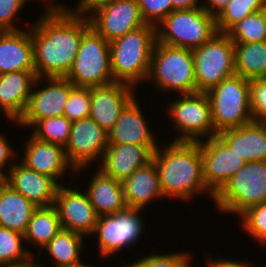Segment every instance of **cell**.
Returning <instances> with one entry per match:
<instances>
[{"instance_id":"cell-1","label":"cell","mask_w":266,"mask_h":267,"mask_svg":"<svg viewBox=\"0 0 266 267\" xmlns=\"http://www.w3.org/2000/svg\"><path fill=\"white\" fill-rule=\"evenodd\" d=\"M60 6V7H59ZM51 6L31 28L37 77H66L77 56L88 17L63 6Z\"/></svg>"},{"instance_id":"cell-2","label":"cell","mask_w":266,"mask_h":267,"mask_svg":"<svg viewBox=\"0 0 266 267\" xmlns=\"http://www.w3.org/2000/svg\"><path fill=\"white\" fill-rule=\"evenodd\" d=\"M153 153L164 196L189 199L193 193L208 191L198 142L173 141L163 152Z\"/></svg>"},{"instance_id":"cell-3","label":"cell","mask_w":266,"mask_h":267,"mask_svg":"<svg viewBox=\"0 0 266 267\" xmlns=\"http://www.w3.org/2000/svg\"><path fill=\"white\" fill-rule=\"evenodd\" d=\"M156 27L146 24L109 43L111 70L115 82L135 86L148 80Z\"/></svg>"},{"instance_id":"cell-4","label":"cell","mask_w":266,"mask_h":267,"mask_svg":"<svg viewBox=\"0 0 266 267\" xmlns=\"http://www.w3.org/2000/svg\"><path fill=\"white\" fill-rule=\"evenodd\" d=\"M206 93L211 104L216 134L253 121L250 108V80L235 74Z\"/></svg>"},{"instance_id":"cell-5","label":"cell","mask_w":266,"mask_h":267,"mask_svg":"<svg viewBox=\"0 0 266 267\" xmlns=\"http://www.w3.org/2000/svg\"><path fill=\"white\" fill-rule=\"evenodd\" d=\"M160 23L164 29L156 27V42L190 50L200 47L218 32L215 17L202 7L174 10Z\"/></svg>"},{"instance_id":"cell-6","label":"cell","mask_w":266,"mask_h":267,"mask_svg":"<svg viewBox=\"0 0 266 267\" xmlns=\"http://www.w3.org/2000/svg\"><path fill=\"white\" fill-rule=\"evenodd\" d=\"M158 88L183 94L197 92L192 50L156 42L152 51L148 79Z\"/></svg>"},{"instance_id":"cell-7","label":"cell","mask_w":266,"mask_h":267,"mask_svg":"<svg viewBox=\"0 0 266 267\" xmlns=\"http://www.w3.org/2000/svg\"><path fill=\"white\" fill-rule=\"evenodd\" d=\"M217 208L239 216L266 203V161L247 162L214 196Z\"/></svg>"},{"instance_id":"cell-8","label":"cell","mask_w":266,"mask_h":267,"mask_svg":"<svg viewBox=\"0 0 266 267\" xmlns=\"http://www.w3.org/2000/svg\"><path fill=\"white\" fill-rule=\"evenodd\" d=\"M74 86H102L114 81L110 45L90 27L82 36L74 63L66 76Z\"/></svg>"},{"instance_id":"cell-9","label":"cell","mask_w":266,"mask_h":267,"mask_svg":"<svg viewBox=\"0 0 266 267\" xmlns=\"http://www.w3.org/2000/svg\"><path fill=\"white\" fill-rule=\"evenodd\" d=\"M197 92H207L235 75L234 42L217 32L209 41L192 50Z\"/></svg>"},{"instance_id":"cell-10","label":"cell","mask_w":266,"mask_h":267,"mask_svg":"<svg viewBox=\"0 0 266 267\" xmlns=\"http://www.w3.org/2000/svg\"><path fill=\"white\" fill-rule=\"evenodd\" d=\"M169 107L170 116L182 135L175 141L197 142L200 136H217L213 127L211 104L206 92L183 94ZM211 133V134H209ZM200 135V136H199ZM198 137V138H197Z\"/></svg>"},{"instance_id":"cell-11","label":"cell","mask_w":266,"mask_h":267,"mask_svg":"<svg viewBox=\"0 0 266 267\" xmlns=\"http://www.w3.org/2000/svg\"><path fill=\"white\" fill-rule=\"evenodd\" d=\"M141 209L126 207L109 215L99 216L94 234H98L101 255L108 257L119 249L131 245L142 232Z\"/></svg>"},{"instance_id":"cell-12","label":"cell","mask_w":266,"mask_h":267,"mask_svg":"<svg viewBox=\"0 0 266 267\" xmlns=\"http://www.w3.org/2000/svg\"><path fill=\"white\" fill-rule=\"evenodd\" d=\"M91 13L93 14L88 17L91 27L109 43L146 25L138 0L105 3L93 9Z\"/></svg>"},{"instance_id":"cell-13","label":"cell","mask_w":266,"mask_h":267,"mask_svg":"<svg viewBox=\"0 0 266 267\" xmlns=\"http://www.w3.org/2000/svg\"><path fill=\"white\" fill-rule=\"evenodd\" d=\"M206 142L197 141L203 161L204 181L212 198L234 176L246 161L232 152L218 137L207 138Z\"/></svg>"},{"instance_id":"cell-14","label":"cell","mask_w":266,"mask_h":267,"mask_svg":"<svg viewBox=\"0 0 266 267\" xmlns=\"http://www.w3.org/2000/svg\"><path fill=\"white\" fill-rule=\"evenodd\" d=\"M108 147V133L91 118L72 122L70 137L65 146L68 162L73 171L80 170L102 156Z\"/></svg>"},{"instance_id":"cell-15","label":"cell","mask_w":266,"mask_h":267,"mask_svg":"<svg viewBox=\"0 0 266 267\" xmlns=\"http://www.w3.org/2000/svg\"><path fill=\"white\" fill-rule=\"evenodd\" d=\"M49 86L31 92L25 112L17 121L32 126L37 120L63 116L74 84L66 77H46Z\"/></svg>"},{"instance_id":"cell-16","label":"cell","mask_w":266,"mask_h":267,"mask_svg":"<svg viewBox=\"0 0 266 267\" xmlns=\"http://www.w3.org/2000/svg\"><path fill=\"white\" fill-rule=\"evenodd\" d=\"M57 189L54 206L56 207L62 228L81 235L93 234L99 215L90 203L87 193L62 187Z\"/></svg>"},{"instance_id":"cell-17","label":"cell","mask_w":266,"mask_h":267,"mask_svg":"<svg viewBox=\"0 0 266 267\" xmlns=\"http://www.w3.org/2000/svg\"><path fill=\"white\" fill-rule=\"evenodd\" d=\"M132 88L134 87L121 82L90 87L89 118L108 133L118 120L121 111L134 98Z\"/></svg>"},{"instance_id":"cell-18","label":"cell","mask_w":266,"mask_h":267,"mask_svg":"<svg viewBox=\"0 0 266 267\" xmlns=\"http://www.w3.org/2000/svg\"><path fill=\"white\" fill-rule=\"evenodd\" d=\"M157 149L158 146L108 144L99 168L107 176L123 182L138 168L152 161L153 153Z\"/></svg>"},{"instance_id":"cell-19","label":"cell","mask_w":266,"mask_h":267,"mask_svg":"<svg viewBox=\"0 0 266 267\" xmlns=\"http://www.w3.org/2000/svg\"><path fill=\"white\" fill-rule=\"evenodd\" d=\"M8 185L37 207L53 206L60 186L53 178L13 163L8 173Z\"/></svg>"},{"instance_id":"cell-20","label":"cell","mask_w":266,"mask_h":267,"mask_svg":"<svg viewBox=\"0 0 266 267\" xmlns=\"http://www.w3.org/2000/svg\"><path fill=\"white\" fill-rule=\"evenodd\" d=\"M217 136L246 163L266 161V122L253 120L241 127L224 130Z\"/></svg>"},{"instance_id":"cell-21","label":"cell","mask_w":266,"mask_h":267,"mask_svg":"<svg viewBox=\"0 0 266 267\" xmlns=\"http://www.w3.org/2000/svg\"><path fill=\"white\" fill-rule=\"evenodd\" d=\"M35 71L0 74V108L10 120L18 121L25 112L32 85L39 82Z\"/></svg>"},{"instance_id":"cell-22","label":"cell","mask_w":266,"mask_h":267,"mask_svg":"<svg viewBox=\"0 0 266 267\" xmlns=\"http://www.w3.org/2000/svg\"><path fill=\"white\" fill-rule=\"evenodd\" d=\"M35 71L31 31H0V74Z\"/></svg>"},{"instance_id":"cell-23","label":"cell","mask_w":266,"mask_h":267,"mask_svg":"<svg viewBox=\"0 0 266 267\" xmlns=\"http://www.w3.org/2000/svg\"><path fill=\"white\" fill-rule=\"evenodd\" d=\"M25 149L22 164L28 169L53 178L57 183V178L64 175L66 169L73 168L66 158L65 148L61 145L31 136Z\"/></svg>"},{"instance_id":"cell-24","label":"cell","mask_w":266,"mask_h":267,"mask_svg":"<svg viewBox=\"0 0 266 267\" xmlns=\"http://www.w3.org/2000/svg\"><path fill=\"white\" fill-rule=\"evenodd\" d=\"M155 142L134 96L108 132V144L157 146Z\"/></svg>"},{"instance_id":"cell-25","label":"cell","mask_w":266,"mask_h":267,"mask_svg":"<svg viewBox=\"0 0 266 267\" xmlns=\"http://www.w3.org/2000/svg\"><path fill=\"white\" fill-rule=\"evenodd\" d=\"M127 207L142 209L153 198L164 197L159 173L152 160L122 182Z\"/></svg>"},{"instance_id":"cell-26","label":"cell","mask_w":266,"mask_h":267,"mask_svg":"<svg viewBox=\"0 0 266 267\" xmlns=\"http://www.w3.org/2000/svg\"><path fill=\"white\" fill-rule=\"evenodd\" d=\"M86 193L99 216L113 214L127 207L122 182L107 176L100 169L92 177Z\"/></svg>"},{"instance_id":"cell-27","label":"cell","mask_w":266,"mask_h":267,"mask_svg":"<svg viewBox=\"0 0 266 267\" xmlns=\"http://www.w3.org/2000/svg\"><path fill=\"white\" fill-rule=\"evenodd\" d=\"M37 206L10 185L0 188V227L24 234Z\"/></svg>"},{"instance_id":"cell-28","label":"cell","mask_w":266,"mask_h":267,"mask_svg":"<svg viewBox=\"0 0 266 267\" xmlns=\"http://www.w3.org/2000/svg\"><path fill=\"white\" fill-rule=\"evenodd\" d=\"M235 74L252 80L266 77V41L234 43Z\"/></svg>"},{"instance_id":"cell-29","label":"cell","mask_w":266,"mask_h":267,"mask_svg":"<svg viewBox=\"0 0 266 267\" xmlns=\"http://www.w3.org/2000/svg\"><path fill=\"white\" fill-rule=\"evenodd\" d=\"M62 229L59 214L54 205L37 207L23 234L24 240L32 241V243L37 244L42 249Z\"/></svg>"},{"instance_id":"cell-30","label":"cell","mask_w":266,"mask_h":267,"mask_svg":"<svg viewBox=\"0 0 266 267\" xmlns=\"http://www.w3.org/2000/svg\"><path fill=\"white\" fill-rule=\"evenodd\" d=\"M81 234L62 229L43 248L47 249L56 261V267H75L82 263L79 254L83 246Z\"/></svg>"},{"instance_id":"cell-31","label":"cell","mask_w":266,"mask_h":267,"mask_svg":"<svg viewBox=\"0 0 266 267\" xmlns=\"http://www.w3.org/2000/svg\"><path fill=\"white\" fill-rule=\"evenodd\" d=\"M226 34L234 43L266 41V9L246 16Z\"/></svg>"},{"instance_id":"cell-32","label":"cell","mask_w":266,"mask_h":267,"mask_svg":"<svg viewBox=\"0 0 266 267\" xmlns=\"http://www.w3.org/2000/svg\"><path fill=\"white\" fill-rule=\"evenodd\" d=\"M23 239V234L0 227V267H14L30 262L32 254L23 248Z\"/></svg>"},{"instance_id":"cell-33","label":"cell","mask_w":266,"mask_h":267,"mask_svg":"<svg viewBox=\"0 0 266 267\" xmlns=\"http://www.w3.org/2000/svg\"><path fill=\"white\" fill-rule=\"evenodd\" d=\"M264 9H266V0H230L215 18L217 31L227 33L246 16Z\"/></svg>"},{"instance_id":"cell-34","label":"cell","mask_w":266,"mask_h":267,"mask_svg":"<svg viewBox=\"0 0 266 267\" xmlns=\"http://www.w3.org/2000/svg\"><path fill=\"white\" fill-rule=\"evenodd\" d=\"M32 126H37L33 137L65 148L69 141L72 122L63 115L37 120Z\"/></svg>"},{"instance_id":"cell-35","label":"cell","mask_w":266,"mask_h":267,"mask_svg":"<svg viewBox=\"0 0 266 267\" xmlns=\"http://www.w3.org/2000/svg\"><path fill=\"white\" fill-rule=\"evenodd\" d=\"M90 107V87L73 86L64 108V116L71 122L88 118Z\"/></svg>"},{"instance_id":"cell-36","label":"cell","mask_w":266,"mask_h":267,"mask_svg":"<svg viewBox=\"0 0 266 267\" xmlns=\"http://www.w3.org/2000/svg\"><path fill=\"white\" fill-rule=\"evenodd\" d=\"M243 227L251 236L266 242V203L258 204L242 212Z\"/></svg>"},{"instance_id":"cell-37","label":"cell","mask_w":266,"mask_h":267,"mask_svg":"<svg viewBox=\"0 0 266 267\" xmlns=\"http://www.w3.org/2000/svg\"><path fill=\"white\" fill-rule=\"evenodd\" d=\"M138 5L146 24L155 27L173 11L172 0H138Z\"/></svg>"},{"instance_id":"cell-38","label":"cell","mask_w":266,"mask_h":267,"mask_svg":"<svg viewBox=\"0 0 266 267\" xmlns=\"http://www.w3.org/2000/svg\"><path fill=\"white\" fill-rule=\"evenodd\" d=\"M250 108L254 121L266 122V77L250 80Z\"/></svg>"},{"instance_id":"cell-39","label":"cell","mask_w":266,"mask_h":267,"mask_svg":"<svg viewBox=\"0 0 266 267\" xmlns=\"http://www.w3.org/2000/svg\"><path fill=\"white\" fill-rule=\"evenodd\" d=\"M190 256L184 253L152 255L144 257L127 267H188Z\"/></svg>"},{"instance_id":"cell-40","label":"cell","mask_w":266,"mask_h":267,"mask_svg":"<svg viewBox=\"0 0 266 267\" xmlns=\"http://www.w3.org/2000/svg\"><path fill=\"white\" fill-rule=\"evenodd\" d=\"M27 0H0V31H17L20 30L13 26L12 20L24 7Z\"/></svg>"},{"instance_id":"cell-41","label":"cell","mask_w":266,"mask_h":267,"mask_svg":"<svg viewBox=\"0 0 266 267\" xmlns=\"http://www.w3.org/2000/svg\"><path fill=\"white\" fill-rule=\"evenodd\" d=\"M117 0H80L78 8L75 10L81 14L92 12L93 9L109 2ZM89 11V12H88Z\"/></svg>"},{"instance_id":"cell-42","label":"cell","mask_w":266,"mask_h":267,"mask_svg":"<svg viewBox=\"0 0 266 267\" xmlns=\"http://www.w3.org/2000/svg\"><path fill=\"white\" fill-rule=\"evenodd\" d=\"M230 0H206L210 4L202 6V8L215 18L222 12V10L228 5ZM211 7V8H210ZM215 9V10H214Z\"/></svg>"},{"instance_id":"cell-43","label":"cell","mask_w":266,"mask_h":267,"mask_svg":"<svg viewBox=\"0 0 266 267\" xmlns=\"http://www.w3.org/2000/svg\"><path fill=\"white\" fill-rule=\"evenodd\" d=\"M13 154L14 151L12 150V148H10L8 142H6L3 135H0V166H5L7 161L12 157L11 155Z\"/></svg>"},{"instance_id":"cell-44","label":"cell","mask_w":266,"mask_h":267,"mask_svg":"<svg viewBox=\"0 0 266 267\" xmlns=\"http://www.w3.org/2000/svg\"><path fill=\"white\" fill-rule=\"evenodd\" d=\"M208 267H250L248 262L244 263V261H230L227 259H217L216 261H209Z\"/></svg>"},{"instance_id":"cell-45","label":"cell","mask_w":266,"mask_h":267,"mask_svg":"<svg viewBox=\"0 0 266 267\" xmlns=\"http://www.w3.org/2000/svg\"><path fill=\"white\" fill-rule=\"evenodd\" d=\"M198 0H172L173 5V11L174 10H188V9H194L199 8L202 6H197Z\"/></svg>"},{"instance_id":"cell-46","label":"cell","mask_w":266,"mask_h":267,"mask_svg":"<svg viewBox=\"0 0 266 267\" xmlns=\"http://www.w3.org/2000/svg\"><path fill=\"white\" fill-rule=\"evenodd\" d=\"M2 168L3 167L0 166V188L8 185V177H9V175L3 174Z\"/></svg>"},{"instance_id":"cell-47","label":"cell","mask_w":266,"mask_h":267,"mask_svg":"<svg viewBox=\"0 0 266 267\" xmlns=\"http://www.w3.org/2000/svg\"><path fill=\"white\" fill-rule=\"evenodd\" d=\"M14 267H41L40 265H37L36 263H32L31 261L25 264H21L18 266H14Z\"/></svg>"},{"instance_id":"cell-48","label":"cell","mask_w":266,"mask_h":267,"mask_svg":"<svg viewBox=\"0 0 266 267\" xmlns=\"http://www.w3.org/2000/svg\"><path fill=\"white\" fill-rule=\"evenodd\" d=\"M75 267H90V266L85 265V264H81V265H79V266H75Z\"/></svg>"}]
</instances>
